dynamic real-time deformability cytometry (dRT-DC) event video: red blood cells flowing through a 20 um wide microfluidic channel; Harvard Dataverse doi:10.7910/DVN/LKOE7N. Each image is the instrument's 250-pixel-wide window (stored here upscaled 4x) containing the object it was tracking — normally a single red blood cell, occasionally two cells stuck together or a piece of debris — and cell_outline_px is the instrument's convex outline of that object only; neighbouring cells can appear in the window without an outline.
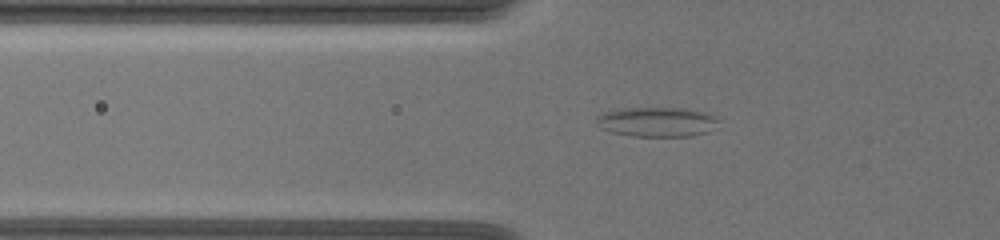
{"species": "common noctule bat (a hibernating species)", "species_latin": "Nyctalus noctula", "temperature_condition": "warm", "stored_images_in_passage": 37, "camera_frame_rate_fps": 3000, "um_per_image_px": 0.085, "animal": {"sex": "female", "body_mass_g": 19.5, "forearm_length_mm": 54.1}, "frame": {"image": 1, "passage_image": 2, "time_ms": 0.333, "image_size_px": [1000, 240], "cell_outline_px": [[716, 120], [708, 132], [692, 136], [632, 136], [612, 132], [600, 128], [600, 116], [608, 112], [624, 108], [684, 108], [708, 112]], "centroid_in_image_um": [55.87, 10.36], "position_along_channel_um": 69.9, "area_um2": 20.46}}
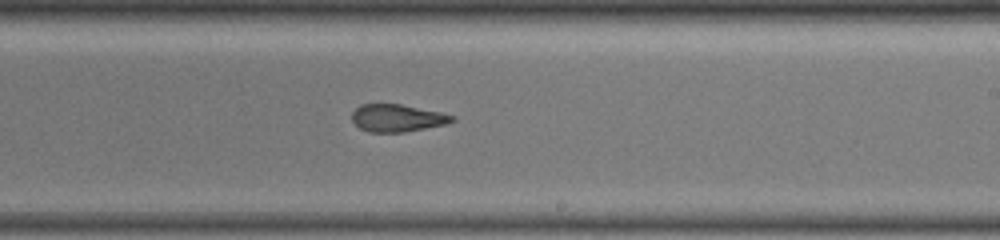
{"frame": {"image": 2, "passage_image": 18, "time_ms": 5.667, "image_size_px": [1000, 240], "cell_outline_px": [[456, 120], [444, 124], [404, 132], [368, 132], [360, 128], [352, 120], [352, 112], [360, 104], [400, 104], [440, 112], [456, 116]], "centroid_in_image_um": [33.75, 10.03], "position_along_channel_um": 255.2, "area_um2": 15.9}}
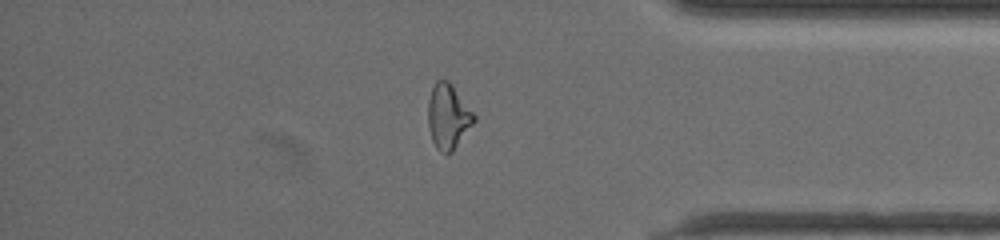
{"frame": {"image": 3, "passage_image": 31, "time_ms": 10.0, "image_size_px": [1000, 240], "cell_outline_px": [[476, 120], [452, 152], [440, 152], [436, 148], [432, 140], [428, 124], [428, 100], [432, 88], [436, 80], [448, 80], [452, 84], [476, 116]], "centroid_in_image_um": [38.09, 9.89], "position_along_channel_um": 397.1, "area_um2": 17.28}}